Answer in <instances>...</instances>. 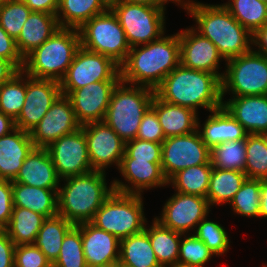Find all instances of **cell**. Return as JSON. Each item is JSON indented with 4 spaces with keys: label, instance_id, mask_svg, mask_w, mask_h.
I'll use <instances>...</instances> for the list:
<instances>
[{
    "label": "cell",
    "instance_id": "obj_56",
    "mask_svg": "<svg viewBox=\"0 0 267 267\" xmlns=\"http://www.w3.org/2000/svg\"><path fill=\"white\" fill-rule=\"evenodd\" d=\"M128 3H136L150 6H166L168 2L166 0H122Z\"/></svg>",
    "mask_w": 267,
    "mask_h": 267
},
{
    "label": "cell",
    "instance_id": "obj_53",
    "mask_svg": "<svg viewBox=\"0 0 267 267\" xmlns=\"http://www.w3.org/2000/svg\"><path fill=\"white\" fill-rule=\"evenodd\" d=\"M18 72L11 62L0 57V83L9 81Z\"/></svg>",
    "mask_w": 267,
    "mask_h": 267
},
{
    "label": "cell",
    "instance_id": "obj_28",
    "mask_svg": "<svg viewBox=\"0 0 267 267\" xmlns=\"http://www.w3.org/2000/svg\"><path fill=\"white\" fill-rule=\"evenodd\" d=\"M58 190L29 186L12 181L13 207H21L39 213L46 218L58 214Z\"/></svg>",
    "mask_w": 267,
    "mask_h": 267
},
{
    "label": "cell",
    "instance_id": "obj_48",
    "mask_svg": "<svg viewBox=\"0 0 267 267\" xmlns=\"http://www.w3.org/2000/svg\"><path fill=\"white\" fill-rule=\"evenodd\" d=\"M0 57L11 62L19 71L22 70L24 59L20 55L16 40L9 36L0 26Z\"/></svg>",
    "mask_w": 267,
    "mask_h": 267
},
{
    "label": "cell",
    "instance_id": "obj_20",
    "mask_svg": "<svg viewBox=\"0 0 267 267\" xmlns=\"http://www.w3.org/2000/svg\"><path fill=\"white\" fill-rule=\"evenodd\" d=\"M118 171L124 177L125 183L115 178L112 181L114 191L120 193L143 195V192L148 189L168 187V180L162 172L161 162L122 159Z\"/></svg>",
    "mask_w": 267,
    "mask_h": 267
},
{
    "label": "cell",
    "instance_id": "obj_42",
    "mask_svg": "<svg viewBox=\"0 0 267 267\" xmlns=\"http://www.w3.org/2000/svg\"><path fill=\"white\" fill-rule=\"evenodd\" d=\"M52 267H88L80 229L74 225L65 235L58 258Z\"/></svg>",
    "mask_w": 267,
    "mask_h": 267
},
{
    "label": "cell",
    "instance_id": "obj_10",
    "mask_svg": "<svg viewBox=\"0 0 267 267\" xmlns=\"http://www.w3.org/2000/svg\"><path fill=\"white\" fill-rule=\"evenodd\" d=\"M112 11L121 24L130 47L148 44L166 32V6L122 1Z\"/></svg>",
    "mask_w": 267,
    "mask_h": 267
},
{
    "label": "cell",
    "instance_id": "obj_35",
    "mask_svg": "<svg viewBox=\"0 0 267 267\" xmlns=\"http://www.w3.org/2000/svg\"><path fill=\"white\" fill-rule=\"evenodd\" d=\"M212 169L211 164H202L180 170L168 180V186L178 193L206 198Z\"/></svg>",
    "mask_w": 267,
    "mask_h": 267
},
{
    "label": "cell",
    "instance_id": "obj_40",
    "mask_svg": "<svg viewBox=\"0 0 267 267\" xmlns=\"http://www.w3.org/2000/svg\"><path fill=\"white\" fill-rule=\"evenodd\" d=\"M229 205L236 215L259 218L260 179L247 178Z\"/></svg>",
    "mask_w": 267,
    "mask_h": 267
},
{
    "label": "cell",
    "instance_id": "obj_7",
    "mask_svg": "<svg viewBox=\"0 0 267 267\" xmlns=\"http://www.w3.org/2000/svg\"><path fill=\"white\" fill-rule=\"evenodd\" d=\"M143 196L113 191L96 211L91 223L119 240L145 230Z\"/></svg>",
    "mask_w": 267,
    "mask_h": 267
},
{
    "label": "cell",
    "instance_id": "obj_50",
    "mask_svg": "<svg viewBox=\"0 0 267 267\" xmlns=\"http://www.w3.org/2000/svg\"><path fill=\"white\" fill-rule=\"evenodd\" d=\"M15 244L3 230L0 233V267H14Z\"/></svg>",
    "mask_w": 267,
    "mask_h": 267
},
{
    "label": "cell",
    "instance_id": "obj_29",
    "mask_svg": "<svg viewBox=\"0 0 267 267\" xmlns=\"http://www.w3.org/2000/svg\"><path fill=\"white\" fill-rule=\"evenodd\" d=\"M147 225L148 223L145 231L148 233L152 249L159 264L162 267L177 266L182 234L164 227L154 218L152 224L150 226Z\"/></svg>",
    "mask_w": 267,
    "mask_h": 267
},
{
    "label": "cell",
    "instance_id": "obj_12",
    "mask_svg": "<svg viewBox=\"0 0 267 267\" xmlns=\"http://www.w3.org/2000/svg\"><path fill=\"white\" fill-rule=\"evenodd\" d=\"M211 149L204 143L198 130L166 138L162 142L161 168L167 180L178 171L191 166L211 164Z\"/></svg>",
    "mask_w": 267,
    "mask_h": 267
},
{
    "label": "cell",
    "instance_id": "obj_59",
    "mask_svg": "<svg viewBox=\"0 0 267 267\" xmlns=\"http://www.w3.org/2000/svg\"><path fill=\"white\" fill-rule=\"evenodd\" d=\"M99 267H119V261L118 262L111 263V264L99 266Z\"/></svg>",
    "mask_w": 267,
    "mask_h": 267
},
{
    "label": "cell",
    "instance_id": "obj_14",
    "mask_svg": "<svg viewBox=\"0 0 267 267\" xmlns=\"http://www.w3.org/2000/svg\"><path fill=\"white\" fill-rule=\"evenodd\" d=\"M47 150L60 180L94 171L82 126L52 142Z\"/></svg>",
    "mask_w": 267,
    "mask_h": 267
},
{
    "label": "cell",
    "instance_id": "obj_21",
    "mask_svg": "<svg viewBox=\"0 0 267 267\" xmlns=\"http://www.w3.org/2000/svg\"><path fill=\"white\" fill-rule=\"evenodd\" d=\"M81 231L83 252L88 267H99L119 261L120 240L91 222L76 225Z\"/></svg>",
    "mask_w": 267,
    "mask_h": 267
},
{
    "label": "cell",
    "instance_id": "obj_34",
    "mask_svg": "<svg viewBox=\"0 0 267 267\" xmlns=\"http://www.w3.org/2000/svg\"><path fill=\"white\" fill-rule=\"evenodd\" d=\"M105 11L100 0H58L56 17L60 27L79 29Z\"/></svg>",
    "mask_w": 267,
    "mask_h": 267
},
{
    "label": "cell",
    "instance_id": "obj_38",
    "mask_svg": "<svg viewBox=\"0 0 267 267\" xmlns=\"http://www.w3.org/2000/svg\"><path fill=\"white\" fill-rule=\"evenodd\" d=\"M26 96V74L20 70L9 81L0 83V111L14 121L22 111Z\"/></svg>",
    "mask_w": 267,
    "mask_h": 267
},
{
    "label": "cell",
    "instance_id": "obj_58",
    "mask_svg": "<svg viewBox=\"0 0 267 267\" xmlns=\"http://www.w3.org/2000/svg\"><path fill=\"white\" fill-rule=\"evenodd\" d=\"M168 3L169 2H172V3H175L177 6L181 7L182 9L184 8V5H185V2L187 0H166Z\"/></svg>",
    "mask_w": 267,
    "mask_h": 267
},
{
    "label": "cell",
    "instance_id": "obj_2",
    "mask_svg": "<svg viewBox=\"0 0 267 267\" xmlns=\"http://www.w3.org/2000/svg\"><path fill=\"white\" fill-rule=\"evenodd\" d=\"M180 64V41L176 34H163L148 44L131 47L120 66L121 81L156 89Z\"/></svg>",
    "mask_w": 267,
    "mask_h": 267
},
{
    "label": "cell",
    "instance_id": "obj_24",
    "mask_svg": "<svg viewBox=\"0 0 267 267\" xmlns=\"http://www.w3.org/2000/svg\"><path fill=\"white\" fill-rule=\"evenodd\" d=\"M33 148L30 133L19 128L0 137V179L13 181Z\"/></svg>",
    "mask_w": 267,
    "mask_h": 267
},
{
    "label": "cell",
    "instance_id": "obj_41",
    "mask_svg": "<svg viewBox=\"0 0 267 267\" xmlns=\"http://www.w3.org/2000/svg\"><path fill=\"white\" fill-rule=\"evenodd\" d=\"M207 217L198 223L193 234L203 241L216 257L223 256L230 248L231 241L228 232L222 224L209 220Z\"/></svg>",
    "mask_w": 267,
    "mask_h": 267
},
{
    "label": "cell",
    "instance_id": "obj_27",
    "mask_svg": "<svg viewBox=\"0 0 267 267\" xmlns=\"http://www.w3.org/2000/svg\"><path fill=\"white\" fill-rule=\"evenodd\" d=\"M59 28L56 15L32 11L16 39L17 49L22 58L41 46Z\"/></svg>",
    "mask_w": 267,
    "mask_h": 267
},
{
    "label": "cell",
    "instance_id": "obj_13",
    "mask_svg": "<svg viewBox=\"0 0 267 267\" xmlns=\"http://www.w3.org/2000/svg\"><path fill=\"white\" fill-rule=\"evenodd\" d=\"M165 202L160 216L154 219L181 234H192L198 223L212 210L207 198L176 191Z\"/></svg>",
    "mask_w": 267,
    "mask_h": 267
},
{
    "label": "cell",
    "instance_id": "obj_46",
    "mask_svg": "<svg viewBox=\"0 0 267 267\" xmlns=\"http://www.w3.org/2000/svg\"><path fill=\"white\" fill-rule=\"evenodd\" d=\"M14 267H52L35 244L15 246Z\"/></svg>",
    "mask_w": 267,
    "mask_h": 267
},
{
    "label": "cell",
    "instance_id": "obj_25",
    "mask_svg": "<svg viewBox=\"0 0 267 267\" xmlns=\"http://www.w3.org/2000/svg\"><path fill=\"white\" fill-rule=\"evenodd\" d=\"M210 113L203 124L198 117L197 126L202 140L210 149L223 142L246 139L248 133L223 106Z\"/></svg>",
    "mask_w": 267,
    "mask_h": 267
},
{
    "label": "cell",
    "instance_id": "obj_33",
    "mask_svg": "<svg viewBox=\"0 0 267 267\" xmlns=\"http://www.w3.org/2000/svg\"><path fill=\"white\" fill-rule=\"evenodd\" d=\"M73 226L74 224L59 214L48 217L43 222L34 244L47 257L51 264L58 258L63 239Z\"/></svg>",
    "mask_w": 267,
    "mask_h": 267
},
{
    "label": "cell",
    "instance_id": "obj_16",
    "mask_svg": "<svg viewBox=\"0 0 267 267\" xmlns=\"http://www.w3.org/2000/svg\"><path fill=\"white\" fill-rule=\"evenodd\" d=\"M61 94L59 81L36 79L26 74L25 102L15 127L30 133Z\"/></svg>",
    "mask_w": 267,
    "mask_h": 267
},
{
    "label": "cell",
    "instance_id": "obj_4",
    "mask_svg": "<svg viewBox=\"0 0 267 267\" xmlns=\"http://www.w3.org/2000/svg\"><path fill=\"white\" fill-rule=\"evenodd\" d=\"M106 175V172L94 170L60 180L58 214L74 225L91 222L96 211L114 191L113 181L109 186Z\"/></svg>",
    "mask_w": 267,
    "mask_h": 267
},
{
    "label": "cell",
    "instance_id": "obj_11",
    "mask_svg": "<svg viewBox=\"0 0 267 267\" xmlns=\"http://www.w3.org/2000/svg\"><path fill=\"white\" fill-rule=\"evenodd\" d=\"M104 80H121L120 66L107 56L80 47L59 83L61 92H73Z\"/></svg>",
    "mask_w": 267,
    "mask_h": 267
},
{
    "label": "cell",
    "instance_id": "obj_32",
    "mask_svg": "<svg viewBox=\"0 0 267 267\" xmlns=\"http://www.w3.org/2000/svg\"><path fill=\"white\" fill-rule=\"evenodd\" d=\"M46 217L21 207H13L9 224L4 229L15 246L34 244Z\"/></svg>",
    "mask_w": 267,
    "mask_h": 267
},
{
    "label": "cell",
    "instance_id": "obj_45",
    "mask_svg": "<svg viewBox=\"0 0 267 267\" xmlns=\"http://www.w3.org/2000/svg\"><path fill=\"white\" fill-rule=\"evenodd\" d=\"M162 143L139 140L125 142V154L122 159H137L148 162H161Z\"/></svg>",
    "mask_w": 267,
    "mask_h": 267
},
{
    "label": "cell",
    "instance_id": "obj_52",
    "mask_svg": "<svg viewBox=\"0 0 267 267\" xmlns=\"http://www.w3.org/2000/svg\"><path fill=\"white\" fill-rule=\"evenodd\" d=\"M252 46L256 53L267 56V23L259 28L253 35ZM256 48H255V47Z\"/></svg>",
    "mask_w": 267,
    "mask_h": 267
},
{
    "label": "cell",
    "instance_id": "obj_37",
    "mask_svg": "<svg viewBox=\"0 0 267 267\" xmlns=\"http://www.w3.org/2000/svg\"><path fill=\"white\" fill-rule=\"evenodd\" d=\"M213 168L244 172L246 165V139L227 141L211 148Z\"/></svg>",
    "mask_w": 267,
    "mask_h": 267
},
{
    "label": "cell",
    "instance_id": "obj_54",
    "mask_svg": "<svg viewBox=\"0 0 267 267\" xmlns=\"http://www.w3.org/2000/svg\"><path fill=\"white\" fill-rule=\"evenodd\" d=\"M259 218L267 219V179H260V210Z\"/></svg>",
    "mask_w": 267,
    "mask_h": 267
},
{
    "label": "cell",
    "instance_id": "obj_30",
    "mask_svg": "<svg viewBox=\"0 0 267 267\" xmlns=\"http://www.w3.org/2000/svg\"><path fill=\"white\" fill-rule=\"evenodd\" d=\"M119 262L129 267H162L145 230L120 240Z\"/></svg>",
    "mask_w": 267,
    "mask_h": 267
},
{
    "label": "cell",
    "instance_id": "obj_44",
    "mask_svg": "<svg viewBox=\"0 0 267 267\" xmlns=\"http://www.w3.org/2000/svg\"><path fill=\"white\" fill-rule=\"evenodd\" d=\"M214 254L193 233L182 234L177 265L205 266Z\"/></svg>",
    "mask_w": 267,
    "mask_h": 267
},
{
    "label": "cell",
    "instance_id": "obj_61",
    "mask_svg": "<svg viewBox=\"0 0 267 267\" xmlns=\"http://www.w3.org/2000/svg\"><path fill=\"white\" fill-rule=\"evenodd\" d=\"M119 267H129L119 262Z\"/></svg>",
    "mask_w": 267,
    "mask_h": 267
},
{
    "label": "cell",
    "instance_id": "obj_9",
    "mask_svg": "<svg viewBox=\"0 0 267 267\" xmlns=\"http://www.w3.org/2000/svg\"><path fill=\"white\" fill-rule=\"evenodd\" d=\"M222 100L230 97L267 95V56L253 49L246 54L225 61Z\"/></svg>",
    "mask_w": 267,
    "mask_h": 267
},
{
    "label": "cell",
    "instance_id": "obj_60",
    "mask_svg": "<svg viewBox=\"0 0 267 267\" xmlns=\"http://www.w3.org/2000/svg\"><path fill=\"white\" fill-rule=\"evenodd\" d=\"M174 267H205V266H195V265H177Z\"/></svg>",
    "mask_w": 267,
    "mask_h": 267
},
{
    "label": "cell",
    "instance_id": "obj_1",
    "mask_svg": "<svg viewBox=\"0 0 267 267\" xmlns=\"http://www.w3.org/2000/svg\"><path fill=\"white\" fill-rule=\"evenodd\" d=\"M187 0L183 10L195 21L193 28L208 38L225 61L252 50V34L222 4Z\"/></svg>",
    "mask_w": 267,
    "mask_h": 267
},
{
    "label": "cell",
    "instance_id": "obj_5",
    "mask_svg": "<svg viewBox=\"0 0 267 267\" xmlns=\"http://www.w3.org/2000/svg\"><path fill=\"white\" fill-rule=\"evenodd\" d=\"M80 47L78 29L60 27L48 40L24 58L22 71L32 78L60 82Z\"/></svg>",
    "mask_w": 267,
    "mask_h": 267
},
{
    "label": "cell",
    "instance_id": "obj_8",
    "mask_svg": "<svg viewBox=\"0 0 267 267\" xmlns=\"http://www.w3.org/2000/svg\"><path fill=\"white\" fill-rule=\"evenodd\" d=\"M81 47L111 58L121 66L131 49L112 10L94 16L79 29Z\"/></svg>",
    "mask_w": 267,
    "mask_h": 267
},
{
    "label": "cell",
    "instance_id": "obj_17",
    "mask_svg": "<svg viewBox=\"0 0 267 267\" xmlns=\"http://www.w3.org/2000/svg\"><path fill=\"white\" fill-rule=\"evenodd\" d=\"M72 103L61 94L40 122L30 131L34 147L47 148L52 142L81 128Z\"/></svg>",
    "mask_w": 267,
    "mask_h": 267
},
{
    "label": "cell",
    "instance_id": "obj_3",
    "mask_svg": "<svg viewBox=\"0 0 267 267\" xmlns=\"http://www.w3.org/2000/svg\"><path fill=\"white\" fill-rule=\"evenodd\" d=\"M163 101L187 107L199 114V108L213 111L223 106L222 83L216 75L179 64L155 89Z\"/></svg>",
    "mask_w": 267,
    "mask_h": 267
},
{
    "label": "cell",
    "instance_id": "obj_19",
    "mask_svg": "<svg viewBox=\"0 0 267 267\" xmlns=\"http://www.w3.org/2000/svg\"><path fill=\"white\" fill-rule=\"evenodd\" d=\"M180 41V64L186 68L216 74L221 80L224 72L219 71L221 61L217 47L198 33L192 26L178 32Z\"/></svg>",
    "mask_w": 267,
    "mask_h": 267
},
{
    "label": "cell",
    "instance_id": "obj_18",
    "mask_svg": "<svg viewBox=\"0 0 267 267\" xmlns=\"http://www.w3.org/2000/svg\"><path fill=\"white\" fill-rule=\"evenodd\" d=\"M121 80L90 83L73 92H62L72 103L77 121L81 124L103 121L114 88Z\"/></svg>",
    "mask_w": 267,
    "mask_h": 267
},
{
    "label": "cell",
    "instance_id": "obj_49",
    "mask_svg": "<svg viewBox=\"0 0 267 267\" xmlns=\"http://www.w3.org/2000/svg\"><path fill=\"white\" fill-rule=\"evenodd\" d=\"M12 181L0 179V227L4 230L12 216Z\"/></svg>",
    "mask_w": 267,
    "mask_h": 267
},
{
    "label": "cell",
    "instance_id": "obj_22",
    "mask_svg": "<svg viewBox=\"0 0 267 267\" xmlns=\"http://www.w3.org/2000/svg\"><path fill=\"white\" fill-rule=\"evenodd\" d=\"M223 107L248 134H267V95L230 97Z\"/></svg>",
    "mask_w": 267,
    "mask_h": 267
},
{
    "label": "cell",
    "instance_id": "obj_47",
    "mask_svg": "<svg viewBox=\"0 0 267 267\" xmlns=\"http://www.w3.org/2000/svg\"><path fill=\"white\" fill-rule=\"evenodd\" d=\"M136 138L156 143L166 139L156 111L151 106L143 115Z\"/></svg>",
    "mask_w": 267,
    "mask_h": 267
},
{
    "label": "cell",
    "instance_id": "obj_39",
    "mask_svg": "<svg viewBox=\"0 0 267 267\" xmlns=\"http://www.w3.org/2000/svg\"><path fill=\"white\" fill-rule=\"evenodd\" d=\"M245 175L267 179V134H247Z\"/></svg>",
    "mask_w": 267,
    "mask_h": 267
},
{
    "label": "cell",
    "instance_id": "obj_55",
    "mask_svg": "<svg viewBox=\"0 0 267 267\" xmlns=\"http://www.w3.org/2000/svg\"><path fill=\"white\" fill-rule=\"evenodd\" d=\"M15 128V121L0 111V137L9 134Z\"/></svg>",
    "mask_w": 267,
    "mask_h": 267
},
{
    "label": "cell",
    "instance_id": "obj_62",
    "mask_svg": "<svg viewBox=\"0 0 267 267\" xmlns=\"http://www.w3.org/2000/svg\"><path fill=\"white\" fill-rule=\"evenodd\" d=\"M6 0H0V6L5 2Z\"/></svg>",
    "mask_w": 267,
    "mask_h": 267
},
{
    "label": "cell",
    "instance_id": "obj_6",
    "mask_svg": "<svg viewBox=\"0 0 267 267\" xmlns=\"http://www.w3.org/2000/svg\"><path fill=\"white\" fill-rule=\"evenodd\" d=\"M155 90L120 81L114 88L104 122L124 141L136 138L144 113L151 106Z\"/></svg>",
    "mask_w": 267,
    "mask_h": 267
},
{
    "label": "cell",
    "instance_id": "obj_31",
    "mask_svg": "<svg viewBox=\"0 0 267 267\" xmlns=\"http://www.w3.org/2000/svg\"><path fill=\"white\" fill-rule=\"evenodd\" d=\"M246 179L244 172L213 168L206 195L210 208L230 203Z\"/></svg>",
    "mask_w": 267,
    "mask_h": 267
},
{
    "label": "cell",
    "instance_id": "obj_15",
    "mask_svg": "<svg viewBox=\"0 0 267 267\" xmlns=\"http://www.w3.org/2000/svg\"><path fill=\"white\" fill-rule=\"evenodd\" d=\"M92 169L108 170L112 165L119 168L125 154V142L104 121L82 125Z\"/></svg>",
    "mask_w": 267,
    "mask_h": 267
},
{
    "label": "cell",
    "instance_id": "obj_57",
    "mask_svg": "<svg viewBox=\"0 0 267 267\" xmlns=\"http://www.w3.org/2000/svg\"><path fill=\"white\" fill-rule=\"evenodd\" d=\"M100 2L106 10H112L114 7L118 6L122 0H100Z\"/></svg>",
    "mask_w": 267,
    "mask_h": 267
},
{
    "label": "cell",
    "instance_id": "obj_43",
    "mask_svg": "<svg viewBox=\"0 0 267 267\" xmlns=\"http://www.w3.org/2000/svg\"><path fill=\"white\" fill-rule=\"evenodd\" d=\"M31 12L23 1L6 0L0 6V26L16 40Z\"/></svg>",
    "mask_w": 267,
    "mask_h": 267
},
{
    "label": "cell",
    "instance_id": "obj_26",
    "mask_svg": "<svg viewBox=\"0 0 267 267\" xmlns=\"http://www.w3.org/2000/svg\"><path fill=\"white\" fill-rule=\"evenodd\" d=\"M151 107L156 111L165 138L185 135L197 130L199 114L192 109L167 103L156 94Z\"/></svg>",
    "mask_w": 267,
    "mask_h": 267
},
{
    "label": "cell",
    "instance_id": "obj_36",
    "mask_svg": "<svg viewBox=\"0 0 267 267\" xmlns=\"http://www.w3.org/2000/svg\"><path fill=\"white\" fill-rule=\"evenodd\" d=\"M222 5L252 35L267 23V3L260 0H228Z\"/></svg>",
    "mask_w": 267,
    "mask_h": 267
},
{
    "label": "cell",
    "instance_id": "obj_23",
    "mask_svg": "<svg viewBox=\"0 0 267 267\" xmlns=\"http://www.w3.org/2000/svg\"><path fill=\"white\" fill-rule=\"evenodd\" d=\"M13 182L58 190L60 178L47 148L34 147L23 161Z\"/></svg>",
    "mask_w": 267,
    "mask_h": 267
},
{
    "label": "cell",
    "instance_id": "obj_51",
    "mask_svg": "<svg viewBox=\"0 0 267 267\" xmlns=\"http://www.w3.org/2000/svg\"><path fill=\"white\" fill-rule=\"evenodd\" d=\"M23 2L31 11L56 15L58 10V0H24Z\"/></svg>",
    "mask_w": 267,
    "mask_h": 267
}]
</instances>
